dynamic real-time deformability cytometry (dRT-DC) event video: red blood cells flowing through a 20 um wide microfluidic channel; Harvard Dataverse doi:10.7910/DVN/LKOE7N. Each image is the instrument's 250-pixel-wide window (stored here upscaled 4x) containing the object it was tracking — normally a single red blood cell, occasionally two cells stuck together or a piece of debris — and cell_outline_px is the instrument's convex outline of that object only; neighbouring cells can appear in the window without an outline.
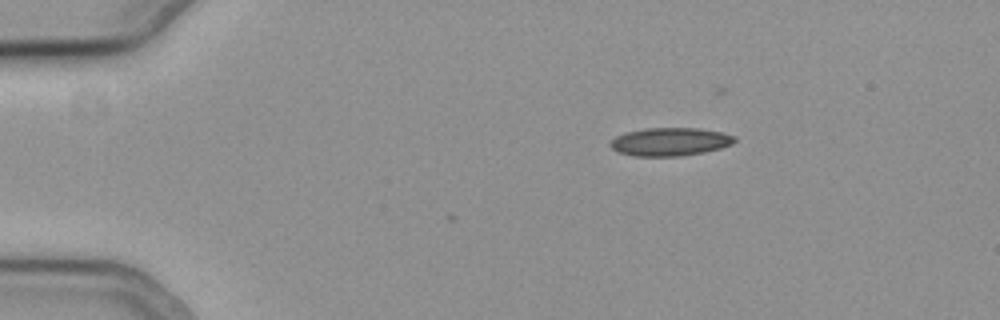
{"species": "common noctule bat (a hibernating species)", "species_latin": "Nyctalus noctula", "temperature_condition": "cold", "stored_images_in_passage": 4, "camera_frame_rate_fps": 3000, "um_per_image_px": 0.085, "animal": {"sex": "female", "body_mass_g": 19.3, "forearm_length_mm": 54.1}, "frame": {"image": 1, "passage_image": 1, "time_ms": 0.0, "image_size_px": [1000, 320], "cell_outline_px": [[736, 140], [732, 144], [720, 148], [704, 152], [680, 156], [636, 156], [620, 152], [612, 148], [612, 140], [616, 136], [628, 132], [644, 128], [696, 128], [720, 132], [736, 136]], "centroid_in_image_um": [56.99, 12.04], "position_along_channel_um": 28.0, "area_um2": 20.11}}